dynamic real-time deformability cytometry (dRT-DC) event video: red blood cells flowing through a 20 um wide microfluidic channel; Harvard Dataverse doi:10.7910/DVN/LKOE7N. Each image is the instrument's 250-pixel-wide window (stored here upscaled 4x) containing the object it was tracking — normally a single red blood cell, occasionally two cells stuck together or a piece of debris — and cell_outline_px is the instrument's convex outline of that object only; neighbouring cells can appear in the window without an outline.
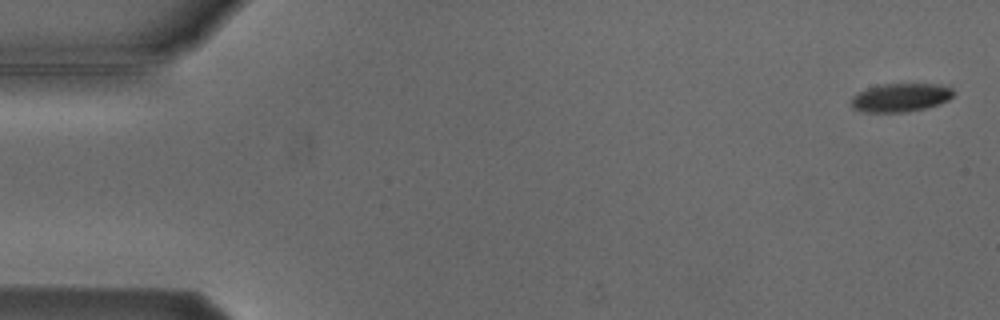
{"species": "Egyptian fruit bat (a non-hibernating species)", "species_latin": "Rousettus aegyptiacus", "temperature_condition": "cold", "stored_images_in_passage": 5, "camera_frame_rate_fps": 3000, "um_per_image_px": 0.085, "animal": {"sex": "male"}, "frame": {"image": 1, "passage_image": 1, "time_ms": 0.0, "image_size_px": [1000, 320], "cell_outline_px": [[956, 92], [948, 100], [940, 104], [928, 108], [908, 112], [864, 112], [852, 108], [852, 96], [856, 92], [868, 88], [884, 84], [940, 84], [952, 88]], "centroid_in_image_um": [76.58, 8.3], "position_along_channel_um": 8.4, "area_um2": 17.17}}
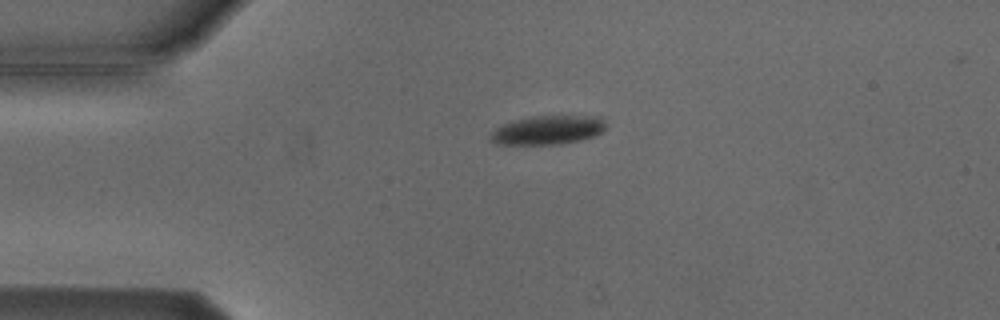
{"frame": {"image": 2, "passage_image": 4, "time_ms": 3.667, "image_size_px": [1000, 320], "cell_outline_px": [[604, 128], [596, 136], [580, 140], [560, 144], [496, 144], [488, 140], [492, 132], [496, 128], [504, 124], [528, 116], [600, 116], [604, 120]], "centroid_in_image_um": [46.55, 11.05], "position_along_channel_um": 38.5, "area_um2": 19.36}}